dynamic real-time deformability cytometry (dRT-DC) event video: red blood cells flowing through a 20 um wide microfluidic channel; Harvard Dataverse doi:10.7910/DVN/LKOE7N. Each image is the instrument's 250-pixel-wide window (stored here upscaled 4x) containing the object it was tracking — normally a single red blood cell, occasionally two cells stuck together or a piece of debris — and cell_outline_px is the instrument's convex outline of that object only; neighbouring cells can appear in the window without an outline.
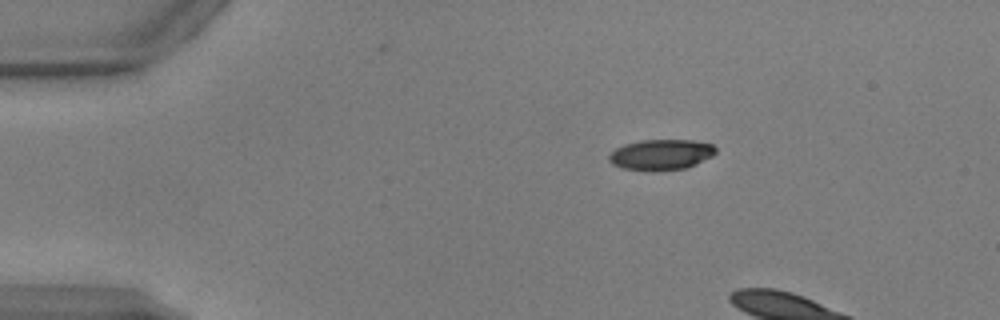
{"species": "common noctule bat (a hibernating species)", "species_latin": "Nyctalus noctula", "temperature_condition": "warm", "stored_images_in_passage": 5, "camera_frame_rate_fps": 3000, "um_per_image_px": 0.085, "animal": {"sex": "male", "body_mass_g": 17.9, "forearm_length_mm": 54.2}, "frame": {"image": 1, "passage_image": 1, "time_ms": 0.0, "image_size_px": [1000, 320], "cell_outline_px": [[716, 152], [712, 156], [688, 168], [656, 172], [644, 172], [620, 168], [612, 164], [608, 160], [608, 156], [616, 148], [624, 144], [640, 140], [692, 140], [712, 144], [716, 148]], "centroid_in_image_um": [56.16, 13.17], "position_along_channel_um": 28.8, "area_um2": 19.54}}